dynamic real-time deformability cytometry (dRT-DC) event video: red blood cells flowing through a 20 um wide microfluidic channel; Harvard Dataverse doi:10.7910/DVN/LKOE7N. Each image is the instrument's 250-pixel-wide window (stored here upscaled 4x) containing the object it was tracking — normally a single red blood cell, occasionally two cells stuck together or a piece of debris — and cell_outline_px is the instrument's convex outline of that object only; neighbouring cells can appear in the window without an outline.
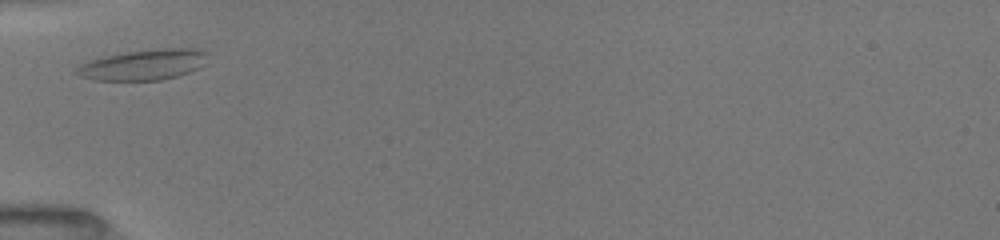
{"species": "common noctule bat (a hibernating species)", "species_latin": "Nyctalus noctula", "temperature_condition": "room temperature", "stored_images_in_passage": 23, "camera_frame_rate_fps": 3000, "um_per_image_px": 0.085, "animal": {"sex": "female", "body_mass_g": 19.5, "forearm_length_mm": 54.1}, "frame": {"image": 1, "passage_image": 1, "time_ms": 0.0, "image_size_px": [1000, 240], "cell_outline_px": [[208, 52], [204, 64], [200, 68], [176, 76], [160, 80], [96, 80], [80, 76], [76, 72], [76, 68], [80, 64], [92, 60], [108, 56], [128, 52], [164, 48], [196, 48]], "centroid_in_image_um": [12.25, 5.5], "position_along_channel_um": 72.7, "area_um2": 23.0}}
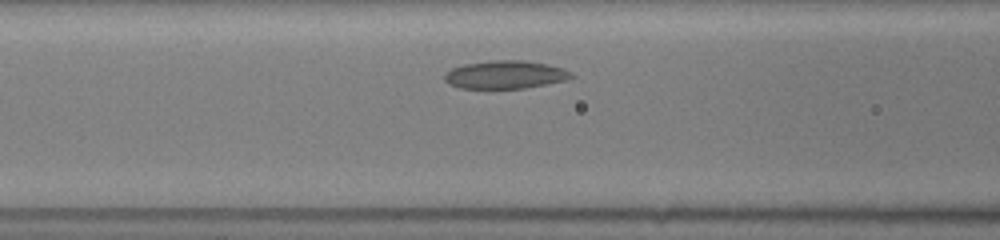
{"frame": {"image": 2, "passage_image": 10, "time_ms": 1.333, "image_size_px": [1000, 240], "cell_outline_px": [[576, 76], [568, 80], [524, 88], [460, 88], [448, 84], [444, 80], [444, 72], [452, 68], [464, 64], [488, 60], [524, 60], [564, 68], [572, 72]], "centroid_in_image_um": [42.94, 6.34], "position_along_channel_um": 123.7, "area_um2": 20.92}}
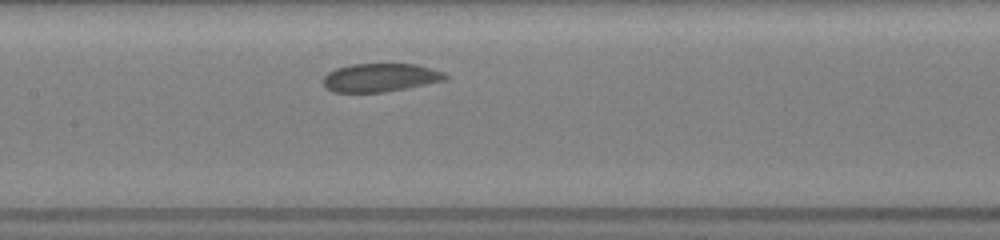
{"frame": {"image": 3, "passage_image": 20, "time_ms": 2.667, "image_size_px": [1000, 240], "cell_outline_px": [[448, 76], [444, 80], [384, 92], [332, 92], [324, 88], [320, 80], [328, 72], [336, 68], [348, 64], [416, 64], [432, 68], [444, 72]], "centroid_in_image_um": [32.24, 6.59], "position_along_channel_um": 175.2, "area_um2": 20.29}}